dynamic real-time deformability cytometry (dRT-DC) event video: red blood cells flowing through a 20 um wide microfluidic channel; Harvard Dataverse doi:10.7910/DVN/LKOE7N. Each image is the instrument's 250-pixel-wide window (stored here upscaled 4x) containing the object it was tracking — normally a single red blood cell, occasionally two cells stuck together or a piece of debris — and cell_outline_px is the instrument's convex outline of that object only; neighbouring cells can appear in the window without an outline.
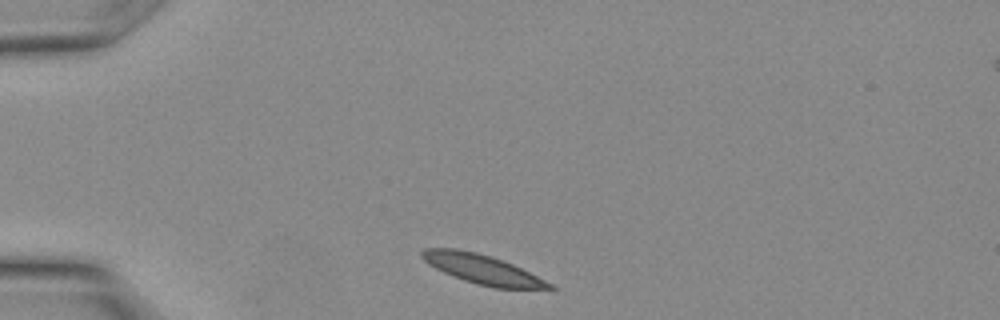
{"species": "Egyptian fruit bat (a non-hibernating species)", "species_latin": "Rousettus aegyptiacus", "temperature_condition": "warm", "stored_images_in_passage": 7, "camera_frame_rate_fps": 3000, "um_per_image_px": 0.085, "animal": {"sex": "female"}, "frame": {"image": 1, "passage_image": 1, "time_ms": 0.0, "image_size_px": [1000, 320], "cell_outline_px": [[556, 288], [492, 288], [476, 284], [464, 280], [444, 272], [428, 264], [420, 256], [420, 252], [424, 248], [456, 248], [476, 252], [512, 264], [552, 284]], "centroid_in_image_um": [40.92, 22.87], "position_along_channel_um": 44.1, "area_um2": 21.33}}
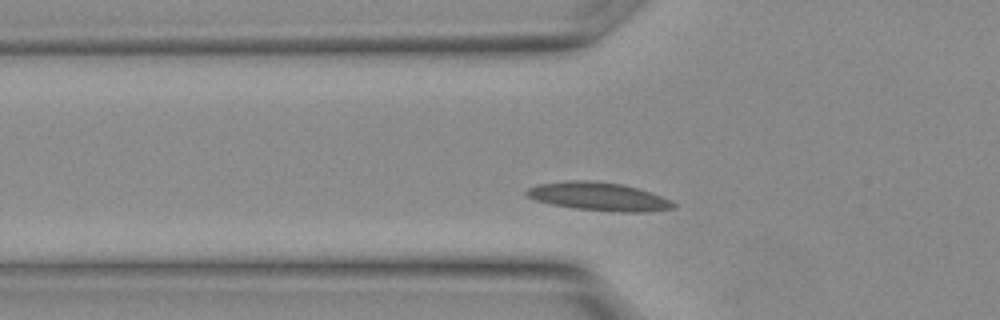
{"frame": {"image": 2, "passage_image": 4, "time_ms": 1.0, "image_size_px": [1000, 320], "cell_outline_px": [[676, 204], [672, 208], [648, 212], [616, 212], [576, 208], [552, 204], [536, 200], [528, 196], [524, 192], [528, 188], [540, 184], [568, 180], [588, 180], [620, 184], [636, 188], [660, 196]], "centroid_in_image_um": [50.86, 16.71], "position_along_channel_um": 74.9, "area_um2": 23.76}}
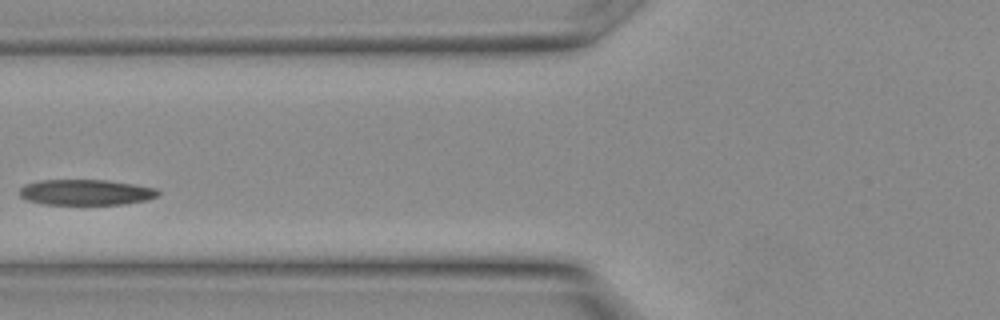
{"frame": {"image": 3, "passage_image": 6, "time_ms": 1.667, "image_size_px": [1000, 320], "cell_outline_px": [[160, 196], [148, 200], [124, 204], [44, 204], [28, 200], [20, 196], [20, 188], [28, 184], [40, 180], [108, 180], [156, 188], [160, 192]], "centroid_in_image_um": [7.36, 16.34], "position_along_channel_um": 118.4, "area_um2": 20.63}}